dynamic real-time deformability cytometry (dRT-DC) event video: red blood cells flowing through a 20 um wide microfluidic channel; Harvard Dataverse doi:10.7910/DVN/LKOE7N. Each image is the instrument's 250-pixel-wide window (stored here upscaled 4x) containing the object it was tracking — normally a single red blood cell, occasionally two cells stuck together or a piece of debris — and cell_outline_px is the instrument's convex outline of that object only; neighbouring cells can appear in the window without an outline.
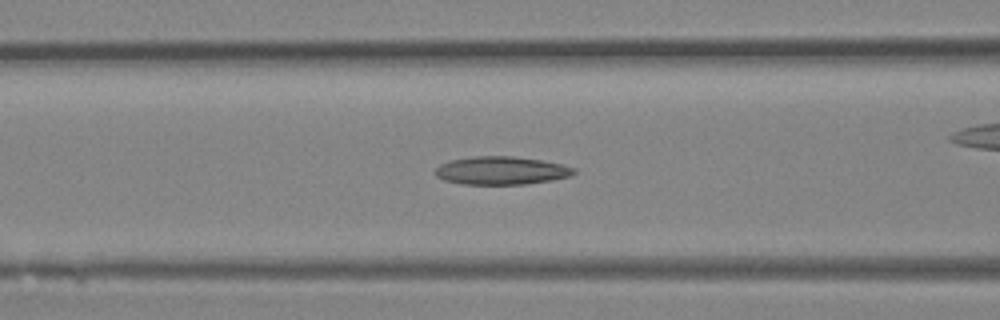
{"species": "Egyptian fruit bat (a non-hibernating species)", "species_latin": "Rousettus aegyptiacus", "temperature_condition": "room temperature", "stored_images_in_passage": 32, "camera_frame_rate_fps": 3000, "um_per_image_px": 0.085, "animal": {"sex": "female"}, "frame": {"image": 1, "passage_image": 10, "time_ms": 3.0, "image_size_px": [1000, 320], "cell_outline_px": [[576, 172], [572, 176], [552, 180], [524, 184], [464, 184], [444, 180], [436, 176], [432, 172], [440, 164], [448, 160], [472, 156], [512, 156], [540, 160], [564, 164], [576, 168]], "centroid_in_image_um": [42.6, 14.49], "position_along_channel_um": 124.0, "area_um2": 22.95}}
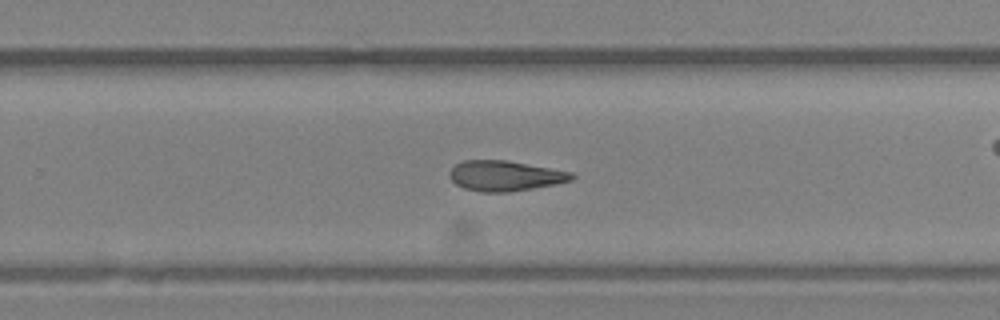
{"frame": {"image": 2, "passage_image": 19, "time_ms": 6.0, "image_size_px": [1000, 320], "cell_outline_px": [[576, 176], [572, 180], [556, 184], [508, 192], [484, 192], [464, 188], [456, 184], [448, 176], [448, 172], [456, 164], [464, 160], [508, 160], [572, 172]], "centroid_in_image_um": [42.93, 14.94], "position_along_channel_um": 286.9, "area_um2": 21.56}}